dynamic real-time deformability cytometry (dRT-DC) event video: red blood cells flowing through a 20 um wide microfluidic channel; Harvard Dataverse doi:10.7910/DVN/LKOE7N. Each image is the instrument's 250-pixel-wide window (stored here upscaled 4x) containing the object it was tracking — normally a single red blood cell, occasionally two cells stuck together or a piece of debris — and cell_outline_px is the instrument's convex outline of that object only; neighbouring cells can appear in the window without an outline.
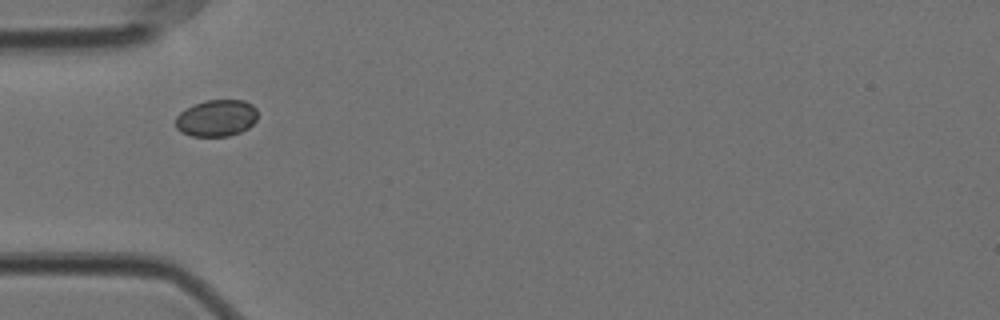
{"species": "Egyptian fruit bat (a non-hibernating species)", "species_latin": "Rousettus aegyptiacus", "temperature_condition": "cold", "stored_images_in_passage": 41, "camera_frame_rate_fps": 3000, "um_per_image_px": 0.085, "animal": {"sex": "female"}, "frame": {"image": 1, "passage_image": 1, "time_ms": 0.0, "image_size_px": [1000, 320], "cell_outline_px": [[256, 120], [248, 128], [240, 132], [228, 136], [192, 136], [180, 132], [176, 128], [176, 116], [180, 112], [192, 104], [208, 100], [244, 100], [252, 104], [256, 108]], "centroid_in_image_um": [18.38, 10.03], "position_along_channel_um": 66.6, "area_um2": 17.63}}
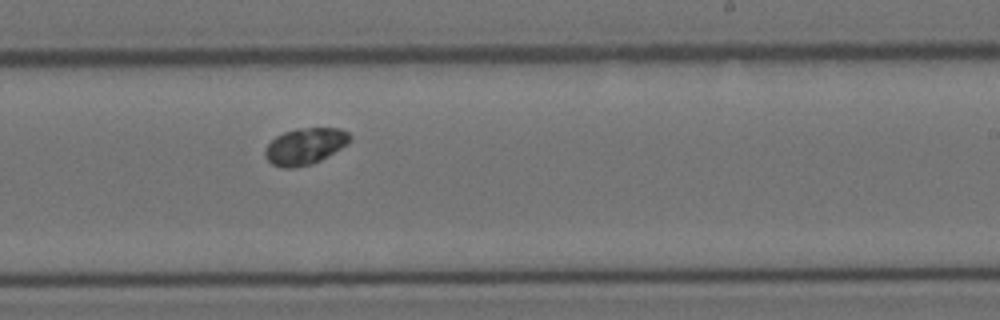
{"frame": {"image": 2, "passage_image": 18, "time_ms": 5.667, "image_size_px": [1000, 320], "cell_outline_px": [[352, 136], [348, 144], [328, 156], [312, 164], [292, 168], [280, 168], [272, 164], [264, 156], [264, 148], [276, 136], [284, 132], [296, 128], [340, 128], [348, 132]], "centroid_in_image_um": [25.92, 12.43], "position_along_channel_um": 263.1, "area_um2": 18.21}}
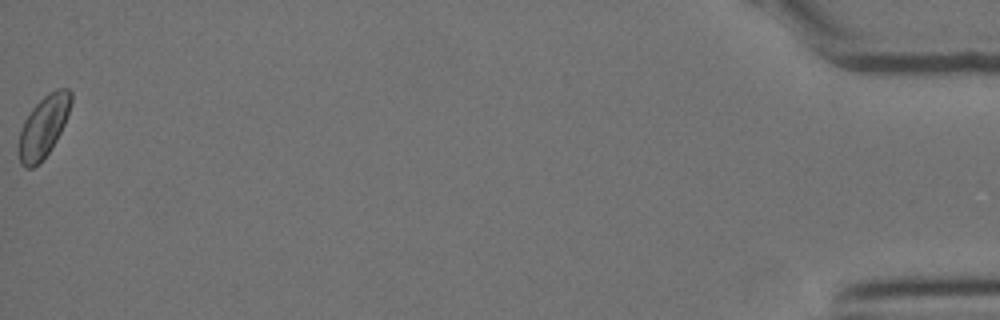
{"frame": {"image": 3, "passage_image": 41, "time_ms": 13.333, "image_size_px": [1000, 320], "cell_outline_px": [[72, 100], [64, 124], [56, 140], [48, 152], [32, 168], [24, 168], [20, 164], [16, 148], [16, 144], [20, 128], [24, 120], [32, 108], [48, 92], [56, 88], [68, 88], [72, 92]], "centroid_in_image_um": [3.64, 10.76], "position_along_channel_um": 431.6, "area_um2": 18.96}}